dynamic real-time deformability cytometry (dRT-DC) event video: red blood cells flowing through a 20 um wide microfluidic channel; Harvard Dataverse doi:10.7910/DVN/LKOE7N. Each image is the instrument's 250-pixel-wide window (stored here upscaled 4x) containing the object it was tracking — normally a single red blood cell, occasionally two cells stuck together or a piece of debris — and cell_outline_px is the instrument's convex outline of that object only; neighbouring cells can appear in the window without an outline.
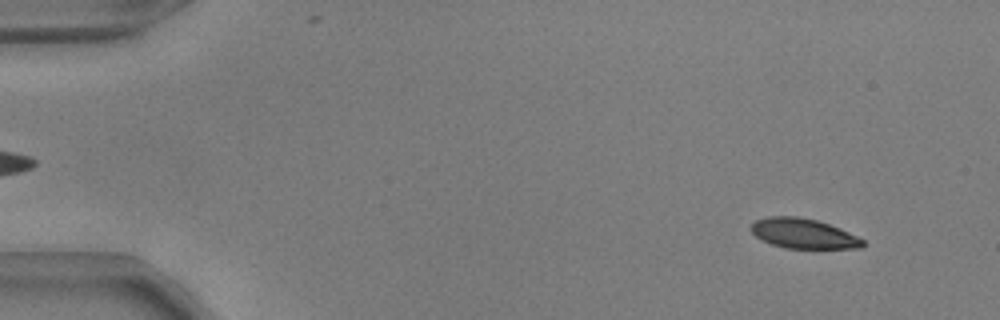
{"species": "common noctule bat (a hibernating species)", "species_latin": "Nyctalus noctula", "temperature_condition": "warm", "stored_images_in_passage": 52, "camera_frame_rate_fps": 3000, "um_per_image_px": 0.085, "animal": {"sex": "male", "body_mass_g": 17.9, "forearm_length_mm": 54.2}, "frame": {"image": 1, "passage_image": 4, "time_ms": 1.0, "image_size_px": [1000, 320], "cell_outline_px": [[864, 244], [860, 248], [784, 248], [772, 244], [756, 236], [752, 232], [752, 224], [756, 220], [768, 216], [796, 216], [816, 220], [840, 228], [864, 240]], "centroid_in_image_um": [68.29, 19.84], "position_along_channel_um": 16.7, "area_um2": 19.19}}
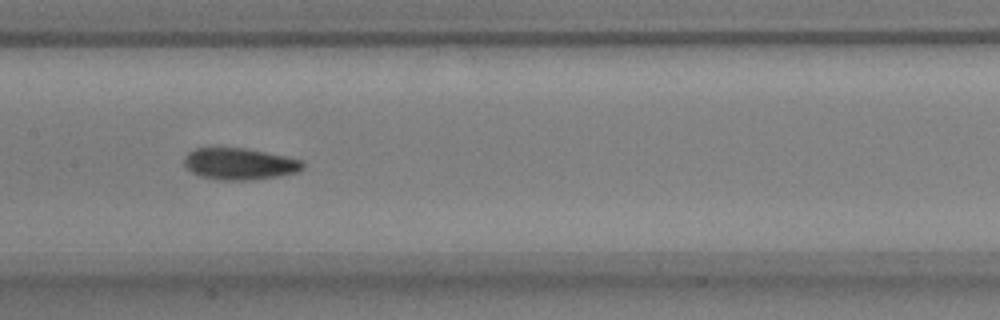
{"frame": {"image": 2, "passage_image": 26, "time_ms": 8.333, "image_size_px": [1000, 320], "cell_outline_px": [[304, 168], [296, 172], [280, 176], [252, 180], [220, 180], [200, 176], [192, 172], [184, 164], [184, 160], [188, 152], [196, 148], [244, 148], [284, 156], [300, 160], [304, 164]], "centroid_in_image_um": [20.35, 13.94], "position_along_channel_um": 187.0, "area_um2": 21.68}}
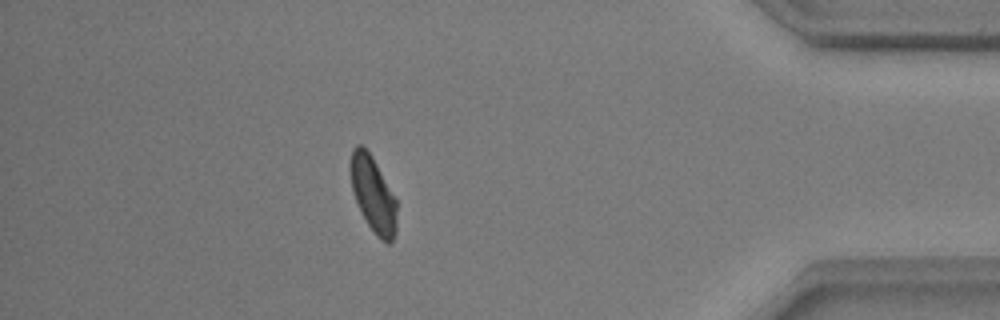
{"frame": {"image": 3, "passage_image": 46, "time_ms": 15.0, "image_size_px": [1000, 320], "cell_outline_px": [[396, 232], [392, 240], [388, 244], [380, 240], [376, 236], [368, 224], [352, 192], [348, 164], [352, 148], [356, 144], [360, 144], [372, 156], [396, 200]], "centroid_in_image_um": [31.68, 16.49], "position_along_channel_um": 403.5, "area_um2": 20.4}, "authors_computed_cell_mechanics": {"area_um2": 21.1259, "velocity_mm_per_s": 3.8318, "shape_relaxation_time_tau1_ms": 4.049, "shape_relaxation_time_tau2_ms": 3.5323, "deformation_change_tau1": 0.1217, "deformation_change_tau2": 0.0811}}